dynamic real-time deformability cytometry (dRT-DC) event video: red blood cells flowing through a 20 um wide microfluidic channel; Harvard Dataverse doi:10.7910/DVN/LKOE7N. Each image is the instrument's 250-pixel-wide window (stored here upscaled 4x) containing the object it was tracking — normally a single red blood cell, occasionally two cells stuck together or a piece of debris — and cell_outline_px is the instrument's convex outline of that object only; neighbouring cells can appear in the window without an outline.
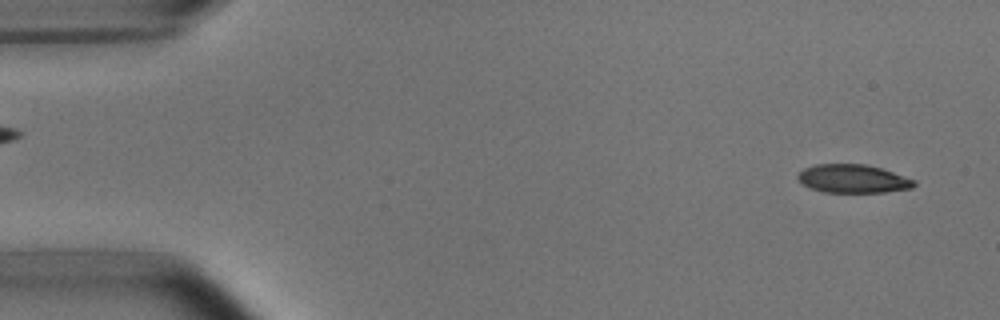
{"species": "common noctule bat (a hibernating species)", "species_latin": "Nyctalus noctula", "temperature_condition": "room temperature", "stored_images_in_passage": 52, "camera_frame_rate_fps": 3000, "um_per_image_px": 0.085, "animal": {"sex": "male", "body_mass_g": 15.6}, "frame": {"image": 1, "passage_image": 2, "time_ms": 0.333, "image_size_px": [1000, 320], "cell_outline_px": [[916, 184], [912, 188], [884, 192], [824, 192], [800, 184], [796, 180], [796, 176], [804, 168], [816, 164], [864, 164], [880, 168], [916, 180]], "centroid_in_image_um": [72.46, 15.19], "position_along_channel_um": 12.5, "area_um2": 19.25}}
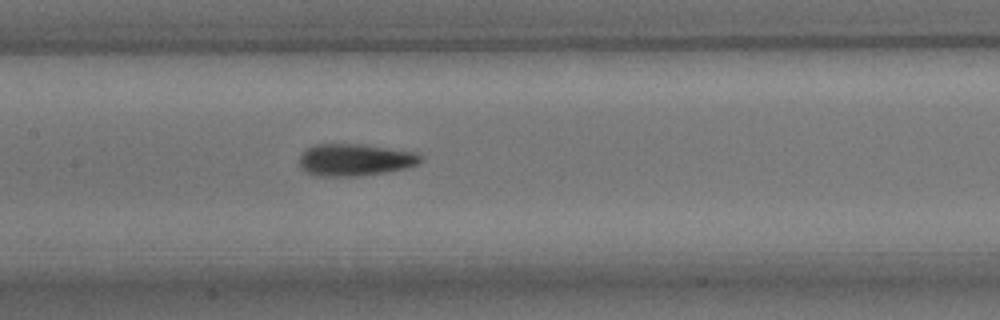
{"frame": {"image": 2, "passage_image": 24, "time_ms": 7.667, "image_size_px": [1000, 320], "cell_outline_px": [[424, 160], [420, 164], [408, 168], [360, 176], [312, 176], [304, 172], [300, 168], [300, 156], [312, 144], [360, 144], [416, 152], [424, 156]], "centroid_in_image_um": [30.2, 13.59], "position_along_channel_um": 177.2, "area_um2": 23.0}}
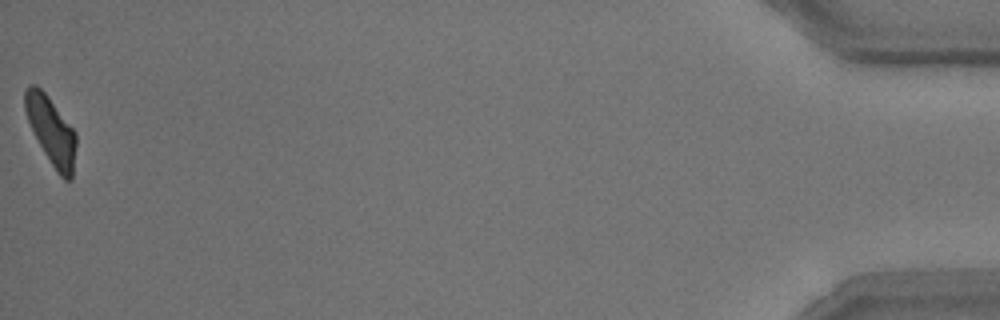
{"frame": {"image": 3, "passage_image": 52, "time_ms": 17.0, "image_size_px": [1000, 320], "cell_outline_px": [[76, 144], [72, 180], [64, 180], [56, 172], [44, 152], [28, 120], [24, 108], [24, 88], [28, 84], [36, 84], [48, 96], [76, 132]], "centroid_in_image_um": [4.35, 11.1], "position_along_channel_um": 430.9, "area_um2": 20.11}, "authors_computed_cell_mechanics": {"area_um2": 21.2993, "velocity_mm_per_s": 3.7546, "shape_relaxation_time_tau1_ms": 3.63, "shape_relaxation_time_tau2_ms": 2.0171, "deformation_change_tau1": 0.1655, "deformation_change_tau2": 0.1054}}